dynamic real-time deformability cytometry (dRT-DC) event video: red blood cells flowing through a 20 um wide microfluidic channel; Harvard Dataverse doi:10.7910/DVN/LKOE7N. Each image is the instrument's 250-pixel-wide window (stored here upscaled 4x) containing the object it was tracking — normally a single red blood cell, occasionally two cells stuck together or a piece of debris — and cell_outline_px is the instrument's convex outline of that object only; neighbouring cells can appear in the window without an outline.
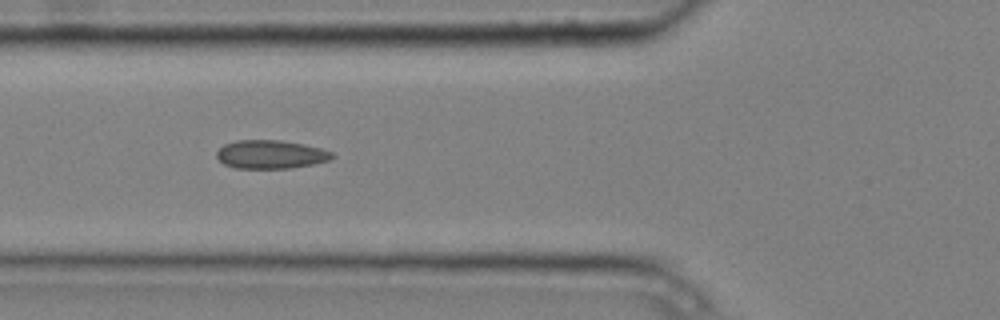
{"species": "common noctule bat (a hibernating species)", "species_latin": "Nyctalus noctula", "temperature_condition": "cold", "stored_images_in_passage": 7, "camera_frame_rate_fps": 3000, "um_per_image_px": 0.085, "animal": {"sex": "male", "body_mass_g": 20.4}, "frame": {"image": 1, "passage_image": 4, "time_ms": 1.0, "image_size_px": [1000, 320], "cell_outline_px": [[336, 156], [332, 160], [292, 168], [236, 168], [224, 164], [216, 156], [216, 152], [224, 144], [236, 140], [280, 140], [304, 144], [320, 148], [332, 152]], "centroid_in_image_um": [23.03, 13.12], "position_along_channel_um": 102.8, "area_um2": 19.25}}
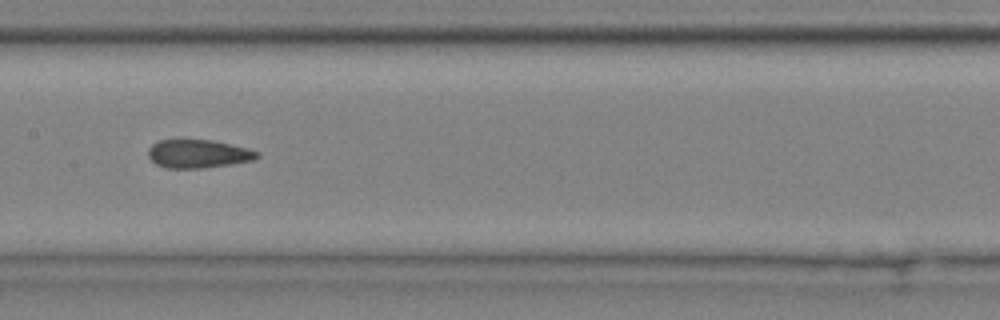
{"frame": {"image": 2, "passage_image": 6, "time_ms": 1.667, "image_size_px": [1000, 320], "cell_outline_px": [[260, 156], [252, 160], [204, 168], [164, 168], [156, 164], [148, 156], [148, 148], [152, 144], [160, 140], [212, 140], [248, 148], [260, 152]], "centroid_in_image_um": [16.83, 13.07], "position_along_channel_um": 190.6, "area_um2": 17.92}}
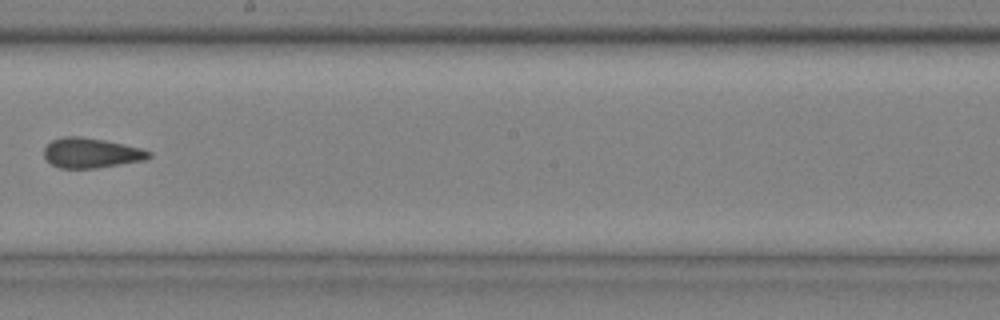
{"frame": {"image": 3, "passage_image": 7, "time_ms": 2.0, "image_size_px": [1000, 320], "cell_outline_px": [[152, 156], [144, 160], [96, 168], [60, 168], [52, 164], [44, 156], [44, 148], [52, 140], [64, 136], [80, 136], [104, 140], [140, 148], [152, 152]], "centroid_in_image_um": [7.74, 13.0], "position_along_channel_um": 240.5, "area_um2": 18.15}}